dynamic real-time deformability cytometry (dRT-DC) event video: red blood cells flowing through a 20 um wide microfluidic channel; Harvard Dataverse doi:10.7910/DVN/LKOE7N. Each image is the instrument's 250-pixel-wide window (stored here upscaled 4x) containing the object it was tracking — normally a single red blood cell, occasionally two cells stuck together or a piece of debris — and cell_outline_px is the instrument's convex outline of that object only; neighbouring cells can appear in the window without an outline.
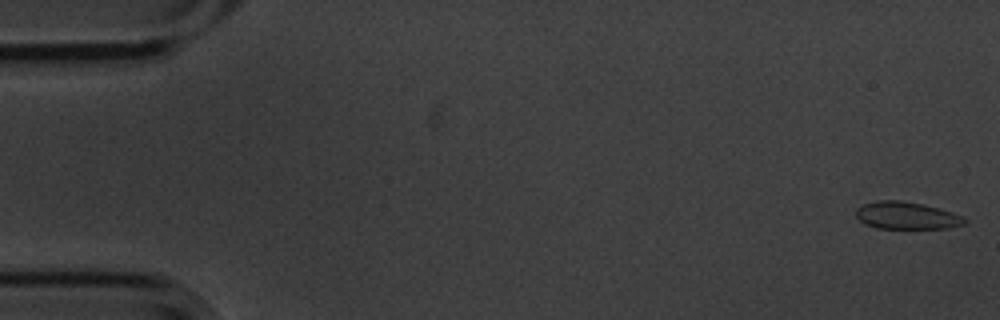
{"species": "common noctule bat (a hibernating species)", "species_latin": "Nyctalus noctula", "temperature_condition": "cold", "stored_images_in_passage": 6, "camera_frame_rate_fps": 3000, "um_per_image_px": 0.085, "animal": {"sex": "male", "body_mass_g": 20.1, "forearm_length_mm": 53.5}, "frame": {"image": 1, "passage_image": 1, "time_ms": 0.0, "image_size_px": [1000, 320], "cell_outline_px": [[968, 224], [948, 228], [876, 228], [864, 224], [856, 216], [856, 208], [864, 204], [876, 200], [900, 200], [924, 204], [940, 208], [964, 216], [968, 220]], "centroid_in_image_um": [77.1, 18.32], "position_along_channel_um": 7.9, "area_um2": 17.57}}
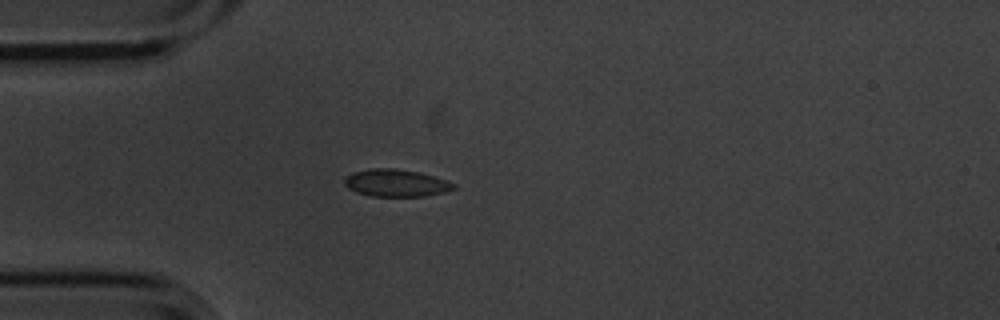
{"frame": {"image": 2, "passage_image": 5, "time_ms": 1.333, "image_size_px": [1000, 320], "cell_outline_px": [[456, 188], [444, 192], [424, 196], [372, 196], [356, 192], [348, 188], [344, 184], [344, 176], [352, 172], [368, 168], [396, 168], [420, 172], [456, 184]], "centroid_in_image_um": [33.61, 15.54], "position_along_channel_um": 51.4, "area_um2": 17.46}}